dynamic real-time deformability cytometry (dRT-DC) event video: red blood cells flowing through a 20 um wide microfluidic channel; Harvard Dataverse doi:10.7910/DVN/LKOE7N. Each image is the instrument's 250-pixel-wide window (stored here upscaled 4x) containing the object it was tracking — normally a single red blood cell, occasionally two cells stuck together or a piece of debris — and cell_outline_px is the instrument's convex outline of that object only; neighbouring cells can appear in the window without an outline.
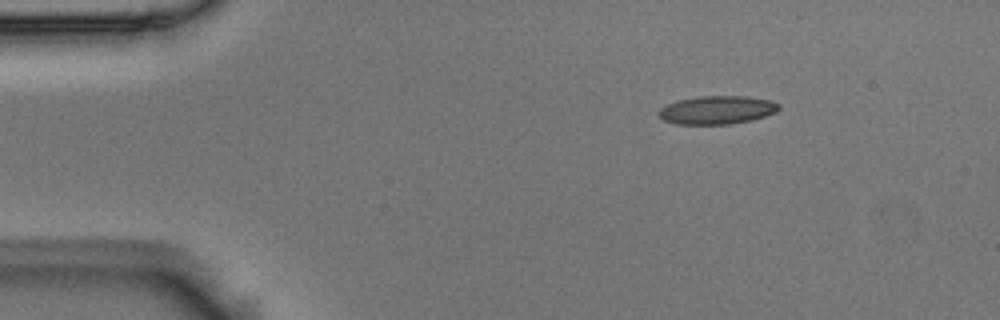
{"species": "Egyptian fruit bat (a non-hibernating species)", "species_latin": "Rousettus aegyptiacus", "temperature_condition": "room temperature", "stored_images_in_passage": 47, "camera_frame_rate_fps": 3000, "um_per_image_px": 0.085, "animal": {"sex": "male"}, "frame": {"image": 1, "passage_image": 1, "time_ms": 0.0, "image_size_px": [1000, 320], "cell_outline_px": [[780, 108], [776, 112], [752, 120], [728, 124], [676, 124], [664, 120], [656, 112], [660, 108], [676, 100], [696, 96], [748, 96], [768, 100], [780, 104]], "centroid_in_image_um": [60.93, 9.34], "position_along_channel_um": 24.1, "area_um2": 19.88}}
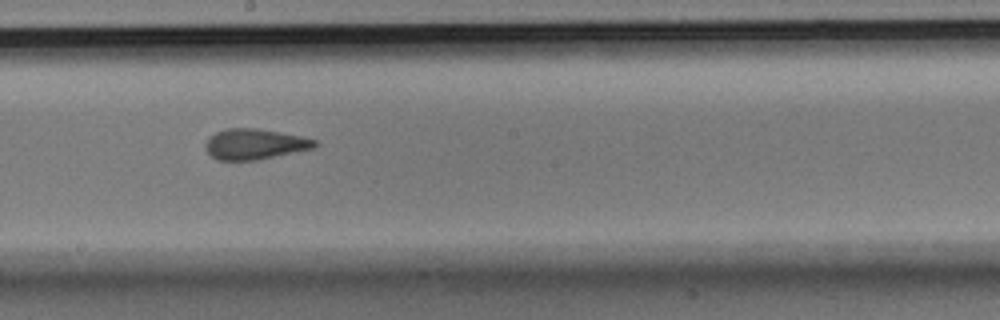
{"frame": {"image": 2, "passage_image": 23, "time_ms": 7.333, "image_size_px": [1000, 320], "cell_outline_px": [[320, 144], [312, 148], [256, 160], [216, 160], [204, 148], [204, 144], [208, 136], [216, 132], [228, 128], [256, 128], [280, 132], [300, 136], [316, 140]], "centroid_in_image_um": [21.6, 12.24], "position_along_channel_um": 226.6, "area_um2": 19.42}}
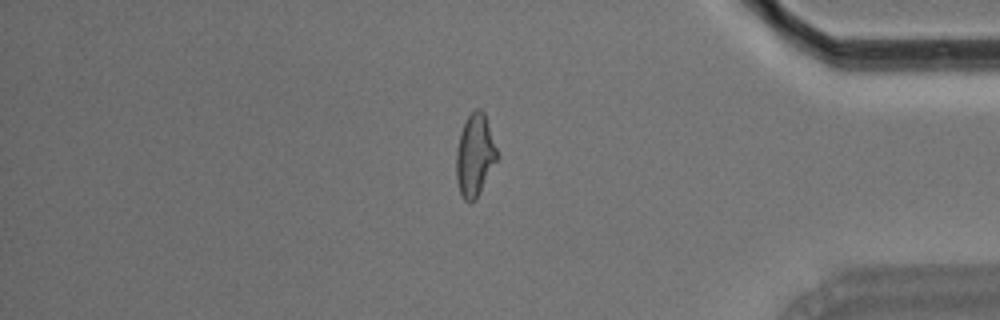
{"frame": {"image": 3, "passage_image": 39, "time_ms": 12.667, "image_size_px": [1000, 320], "cell_outline_px": [[500, 156], [476, 200], [472, 204], [468, 204], [464, 200], [460, 192], [456, 180], [456, 148], [460, 132], [468, 116], [476, 108], [480, 108], [484, 112]], "centroid_in_image_um": [40.37, 13.24], "position_along_channel_um": 394.8, "area_um2": 20.0}, "authors_computed_cell_mechanics": {"area_um2": 19.652, "velocity_mm_per_s": 3.6838, "shape_relaxation_time_tau1_ms": null, "shape_relaxation_time_tau2_ms": 1.7334, "deformation_change_tau1": null, "deformation_change_tau2": 0.0831}}